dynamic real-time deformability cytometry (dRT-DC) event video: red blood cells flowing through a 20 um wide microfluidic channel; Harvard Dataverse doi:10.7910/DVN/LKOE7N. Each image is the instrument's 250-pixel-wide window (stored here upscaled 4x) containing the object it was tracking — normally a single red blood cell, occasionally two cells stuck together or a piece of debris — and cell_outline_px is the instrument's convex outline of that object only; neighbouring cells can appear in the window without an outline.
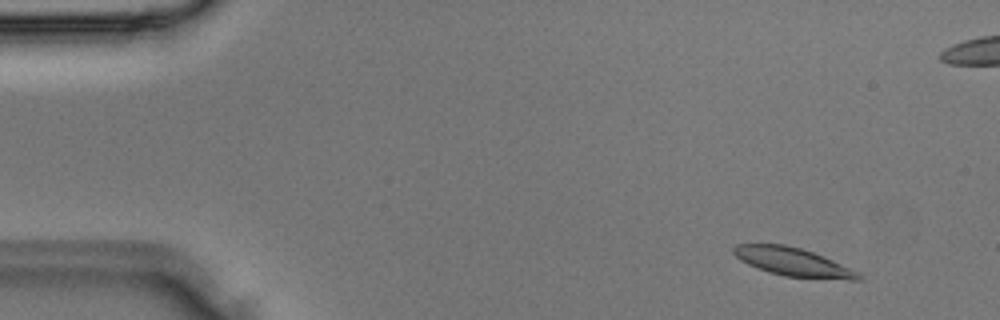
{"species": "Egyptian fruit bat (a non-hibernating species)", "species_latin": "Rousettus aegyptiacus", "temperature_condition": "room temperature", "stored_images_in_passage": 4, "camera_frame_rate_fps": 3000, "um_per_image_px": 0.085, "animal": {"sex": "male"}, "frame": {"image": 1, "passage_image": 1, "time_ms": 0.0, "image_size_px": [1000, 320], "cell_outline_px": [[864, 276], [860, 280], [848, 280], [784, 276], [768, 272], [748, 264], [740, 260], [732, 252], [732, 248], [736, 244], [784, 244], [800, 248], [824, 256], [860, 272]], "centroid_in_image_um": [67.44, 22.27], "position_along_channel_um": 17.6, "area_um2": 20.75}}